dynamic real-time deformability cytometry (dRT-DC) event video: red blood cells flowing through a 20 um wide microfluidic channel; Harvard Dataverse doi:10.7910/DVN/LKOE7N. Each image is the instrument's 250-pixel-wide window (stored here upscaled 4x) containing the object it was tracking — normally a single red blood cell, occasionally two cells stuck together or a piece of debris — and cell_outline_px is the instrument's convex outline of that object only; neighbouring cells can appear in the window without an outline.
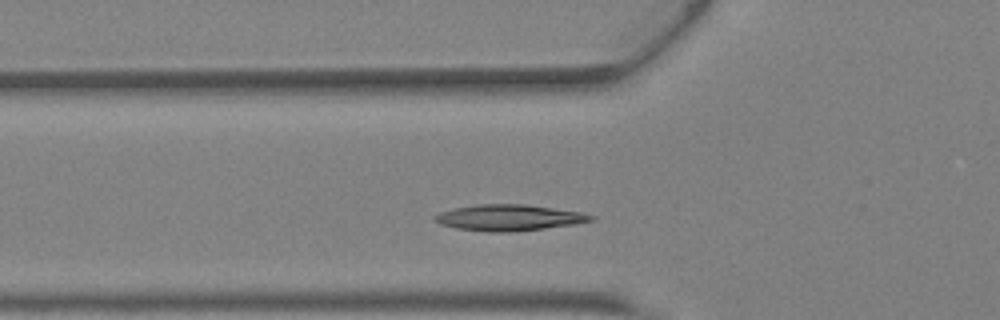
{"species": "Egyptian fruit bat (a non-hibernating species)", "species_latin": "Rousettus aegyptiacus", "temperature_condition": "warm", "stored_images_in_passage": 23, "camera_frame_rate_fps": 3000, "um_per_image_px": 0.085, "animal": {"sex": "female"}, "frame": {"image": 1, "passage_image": 2, "time_ms": 0.333, "image_size_px": [1000, 320], "cell_outline_px": [[596, 220], [576, 224], [516, 232], [488, 232], [456, 228], [440, 224], [432, 216], [440, 212], [452, 208], [476, 204], [524, 204], [584, 212], [596, 216]], "centroid_in_image_um": [43.31, 18.5], "position_along_channel_um": 82.5, "area_um2": 24.1}}
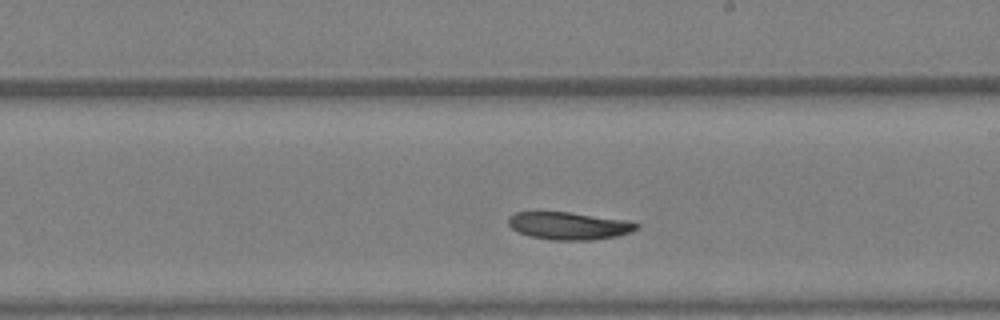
{"frame": {"image": 2, "passage_image": 12, "time_ms": 3.667, "image_size_px": [1000, 320], "cell_outline_px": [[640, 228], [632, 232], [616, 236], [592, 240], [552, 240], [528, 236], [516, 232], [508, 224], [508, 216], [516, 212], [536, 208], [540, 208], [628, 220], [640, 224]], "centroid_in_image_um": [48.28, 19.14], "position_along_channel_um": 240.7, "area_um2": 21.68}}
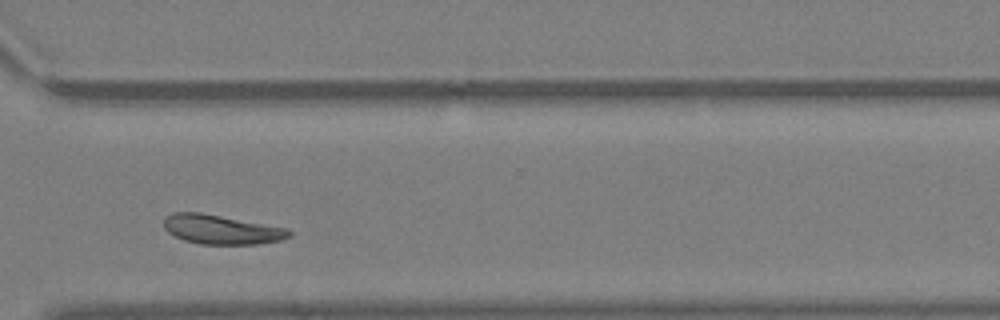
{"frame": {"image": 3, "passage_image": 19, "time_ms": 6.0, "image_size_px": [1000, 320], "cell_outline_px": [[292, 236], [280, 240], [256, 244], [200, 244], [184, 240], [168, 232], [164, 228], [164, 216], [172, 212], [200, 212], [288, 228], [292, 232]], "centroid_in_image_um": [18.81, 19.5], "position_along_channel_um": 351.8, "area_um2": 21.44}, "authors_computed_cell_mechanics": {"area_um2": 21.3282, "velocity_mm_per_s": 4.7435, "shape_relaxation_time_tau1_ms": 3.6598, "shape_relaxation_time_tau2_ms": null, "deformation_change_tau1": 0.0927, "deformation_change_tau2": null}}